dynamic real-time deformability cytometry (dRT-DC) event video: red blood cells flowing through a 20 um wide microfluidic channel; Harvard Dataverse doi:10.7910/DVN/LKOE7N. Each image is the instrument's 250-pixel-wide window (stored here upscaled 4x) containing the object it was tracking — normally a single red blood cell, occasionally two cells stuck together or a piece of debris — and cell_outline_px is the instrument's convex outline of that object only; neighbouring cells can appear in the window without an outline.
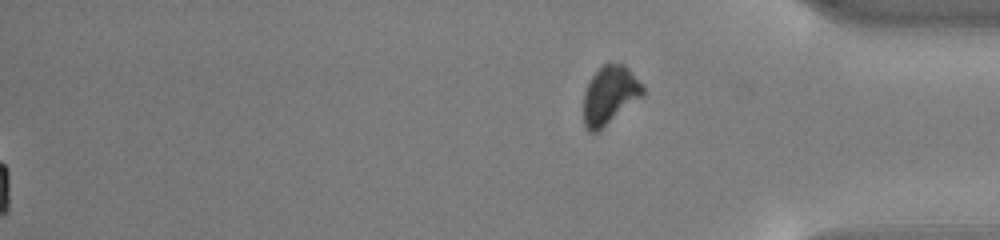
{"species": "common noctule bat (a hibernating species)", "species_latin": "Nyctalus noctula", "temperature_condition": "cold", "stored_images_in_passage": 47, "segment_of_instrument_passage": [2, 2], "camera_frame_rate_fps": 3000, "um_per_image_px": 0.085, "animal": {"sex": "male", "body_mass_g": 13.0, "forearm_length_mm": 53.1}, "frame": {"image": 1, "passage_image": 47, "time_ms": 15.333, "image_size_px": [1000, 240], "cell_outline_px": [[644, 92], [640, 96], [596, 132], [588, 132], [584, 124], [584, 92], [588, 80], [608, 60], [624, 64], [628, 68], [644, 88]], "centroid_in_image_um": [51.78, 8.02], "position_along_channel_um": 383.4, "area_um2": 19.59}}